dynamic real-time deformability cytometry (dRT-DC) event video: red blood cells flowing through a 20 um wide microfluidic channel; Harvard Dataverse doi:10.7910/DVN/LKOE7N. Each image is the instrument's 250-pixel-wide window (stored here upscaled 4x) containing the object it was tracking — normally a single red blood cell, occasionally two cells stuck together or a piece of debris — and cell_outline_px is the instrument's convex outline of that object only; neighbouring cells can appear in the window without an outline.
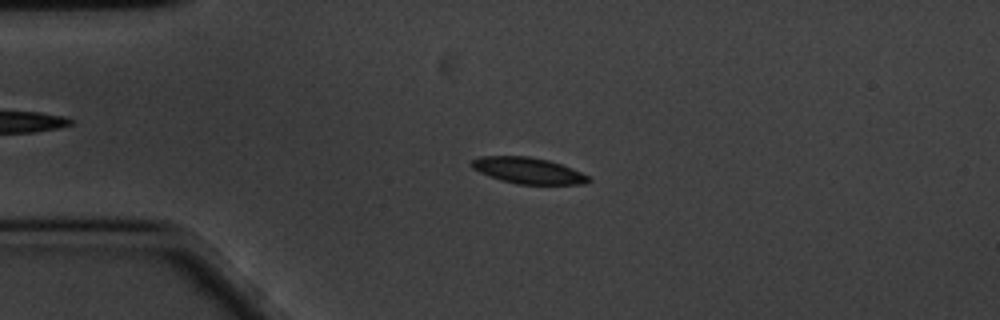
{"species": "common noctule bat (a hibernating species)", "species_latin": "Nyctalus noctula", "temperature_condition": "cold", "stored_images_in_passage": 58, "camera_frame_rate_fps": 3000, "um_per_image_px": 0.085, "animal": {"sex": "male", "body_mass_g": 20.1, "forearm_length_mm": 53.5}, "frame": {"image": 1, "passage_image": 12, "time_ms": 3.667, "image_size_px": [1000, 320], "cell_outline_px": [[592, 180], [584, 184], [516, 184], [500, 180], [480, 172], [472, 168], [468, 164], [472, 160], [480, 156], [528, 156], [548, 160], [572, 168], [588, 176]], "centroid_in_image_um": [44.86, 14.49], "position_along_channel_um": 40.1, "area_um2": 17.8}}
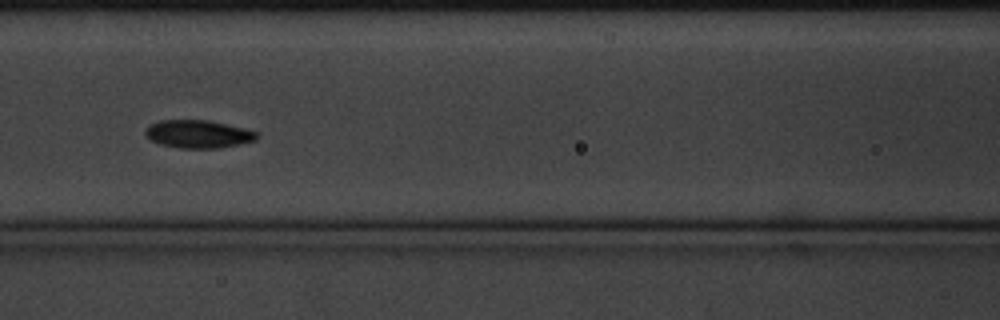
{"frame": {"image": 2, "passage_image": 24, "time_ms": 7.667, "image_size_px": [1000, 320], "cell_outline_px": [[260, 136], [256, 140], [240, 144], [220, 148], [180, 148], [160, 144], [152, 140], [144, 132], [152, 124], [160, 120], [208, 120], [244, 128], [256, 132]], "centroid_in_image_um": [16.89, 11.4], "position_along_channel_um": 149.7, "area_um2": 17.98}}
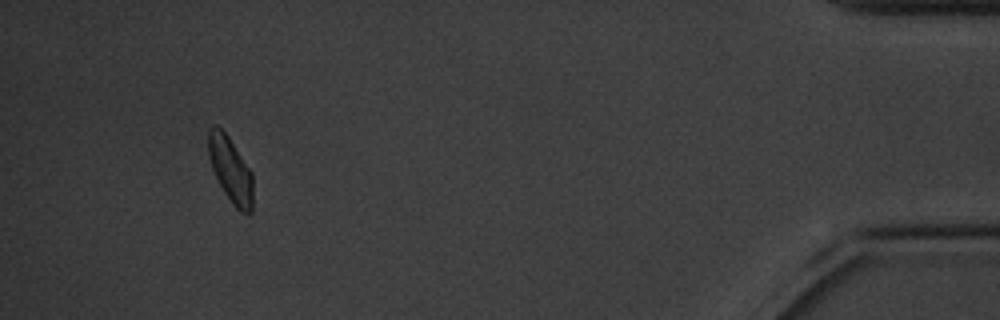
{"frame": {"image": 3, "passage_image": 54, "time_ms": 17.667, "image_size_px": [1000, 320], "cell_outline_px": [[252, 212], [248, 216], [240, 212], [232, 204], [224, 192], [212, 168], [208, 156], [208, 132], [212, 124], [216, 124], [228, 136], [252, 172]], "centroid_in_image_um": [19.6, 14.44], "position_along_channel_um": 415.6, "area_um2": 17.05}, "authors_computed_cell_mechanics": {"area_um2": 17.34, "velocity_mm_per_s": 3.3473, "shape_relaxation_time_tau1_ms": 3.1006, "shape_relaxation_time_tau2_ms": 8.0953, "deformation_change_tau1": 0.1003, "deformation_change_tau2": 0.11}}